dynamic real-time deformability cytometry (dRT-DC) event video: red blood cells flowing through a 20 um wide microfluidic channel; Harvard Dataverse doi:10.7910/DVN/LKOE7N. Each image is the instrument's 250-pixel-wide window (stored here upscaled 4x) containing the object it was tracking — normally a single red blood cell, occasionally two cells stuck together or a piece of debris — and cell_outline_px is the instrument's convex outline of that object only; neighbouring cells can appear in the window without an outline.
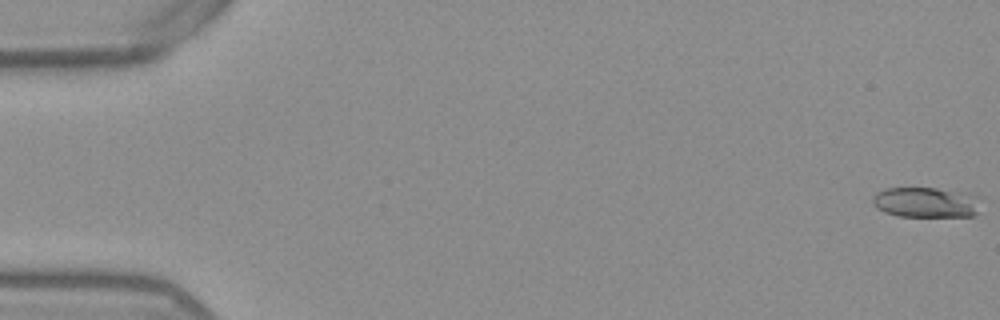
{"species": "Egyptian fruit bat (a non-hibernating species)", "species_latin": "Rousettus aegyptiacus", "temperature_condition": "warm", "stored_images_in_passage": 53, "camera_frame_rate_fps": 3000, "um_per_image_px": 0.085, "frame": {"image": 1, "passage_image": 1, "time_ms": 0.0, "image_size_px": [1000, 320], "cell_outline_px": [[980, 212], [976, 216], [896, 216], [884, 212], [876, 208], [872, 204], [872, 196], [876, 192], [884, 188], [936, 188], [964, 192], [976, 196]], "centroid_in_image_um": [78.67, 17.2], "position_along_channel_um": 6.3, "area_um2": 19.31}}
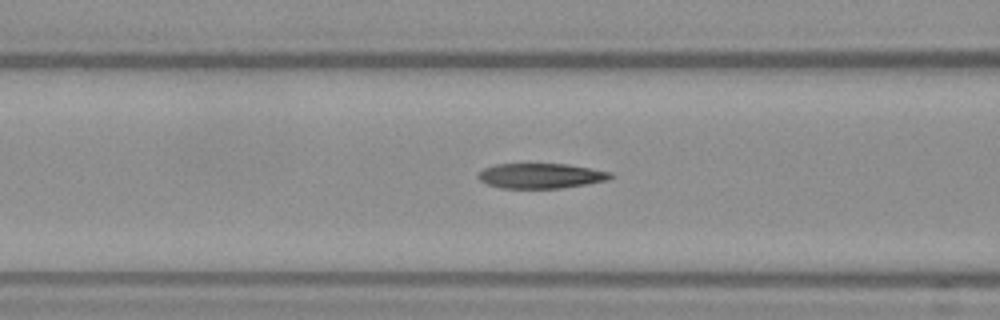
{"frame": {"image": 2, "passage_image": 22, "time_ms": 7.0, "image_size_px": [1000, 320], "cell_outline_px": [[616, 176], [608, 180], [588, 184], [560, 188], [500, 188], [488, 184], [480, 180], [476, 176], [484, 168], [496, 164], [568, 164], [612, 172]], "centroid_in_image_um": [46.01, 14.94], "position_along_channel_um": 120.6, "area_um2": 19.42}}
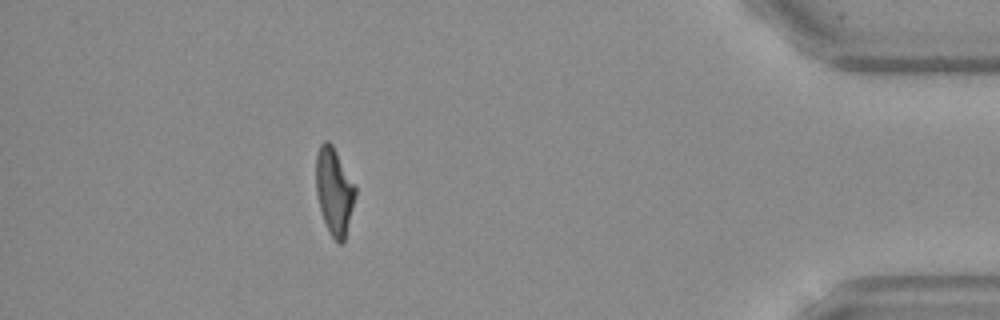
{"frame": {"image": 3, "passage_image": 48, "time_ms": 15.667, "image_size_px": [1000, 320], "cell_outline_px": [[356, 196], [344, 240], [340, 244], [328, 232], [320, 208], [316, 192], [316, 152], [320, 144], [324, 140], [328, 140], [332, 144], [356, 184]], "centroid_in_image_um": [28.41, 16.2], "position_along_channel_um": 406.8, "area_um2": 20.06}, "authors_computed_cell_mechanics": {"area_um2": 20.1722, "velocity_mm_per_s": 3.8756, "shape_relaxation_time_tau1_ms": 5.0146, "shape_relaxation_time_tau2_ms": 1.0297, "deformation_change_tau1": 0.223, "deformation_change_tau2": 0.0822}}